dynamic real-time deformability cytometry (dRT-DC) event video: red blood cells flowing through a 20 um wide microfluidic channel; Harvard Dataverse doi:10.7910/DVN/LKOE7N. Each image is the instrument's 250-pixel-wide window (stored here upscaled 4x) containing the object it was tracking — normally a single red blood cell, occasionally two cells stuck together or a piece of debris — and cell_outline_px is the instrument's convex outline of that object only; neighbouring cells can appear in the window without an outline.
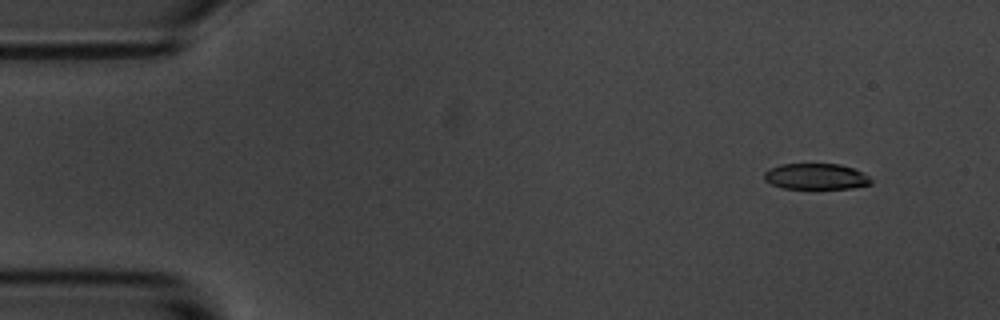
{"species": "common noctule bat (a hibernating species)", "species_latin": "Nyctalus noctula", "temperature_condition": "room temperature", "stored_images_in_passage": 6, "camera_frame_rate_fps": 3000, "um_per_image_px": 0.085, "animal": {"sex": "male", "body_mass_g": 20.1, "forearm_length_mm": 53.5}, "frame": {"image": 1, "passage_image": 2, "time_ms": 0.333, "image_size_px": [1000, 320], "cell_outline_px": [[872, 184], [852, 188], [784, 188], [772, 184], [764, 180], [764, 172], [768, 168], [780, 164], [840, 164], [852, 168], [868, 176], [872, 180]], "centroid_in_image_um": [69.33, 14.99], "position_along_channel_um": 15.7, "area_um2": 16.07}}
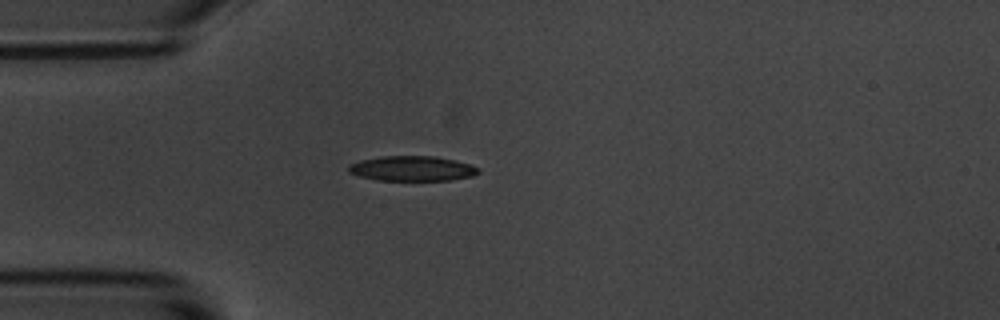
{"frame": {"image": 2, "passage_image": 5, "time_ms": 1.333, "image_size_px": [1000, 320], "cell_outline_px": [[480, 172], [472, 176], [448, 180], [376, 180], [360, 176], [348, 172], [348, 164], [360, 160], [380, 156], [436, 156], [468, 164], [480, 168]], "centroid_in_image_um": [34.99, 14.32], "position_along_channel_um": 50.0, "area_um2": 18.84}}